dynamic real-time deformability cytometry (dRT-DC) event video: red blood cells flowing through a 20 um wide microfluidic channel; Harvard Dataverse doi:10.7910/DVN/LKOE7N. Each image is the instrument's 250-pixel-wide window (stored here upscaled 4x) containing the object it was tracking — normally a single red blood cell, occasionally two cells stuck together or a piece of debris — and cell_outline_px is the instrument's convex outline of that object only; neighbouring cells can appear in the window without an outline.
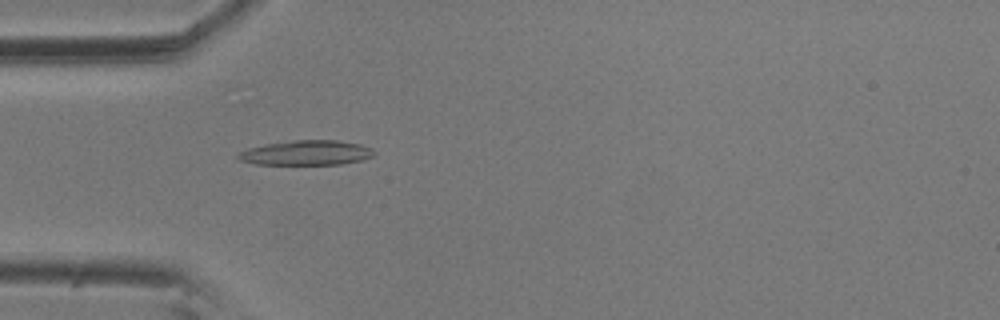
{"species": "common noctule bat (a hibernating species)", "species_latin": "Nyctalus noctula", "temperature_condition": "room temperature", "stored_images_in_passage": 36, "camera_frame_rate_fps": 3000, "um_per_image_px": 0.085, "animal": {"sex": "male", "body_mass_g": 20.5, "forearm_length_mm": 52.5}, "frame": {"image": 1, "passage_image": 5, "time_ms": 1.333, "image_size_px": [1000, 320], "cell_outline_px": [[376, 152], [372, 156], [360, 160], [340, 164], [256, 164], [240, 160], [236, 156], [240, 152], [248, 148], [268, 144], [296, 140], [336, 140], [360, 144], [372, 148]], "centroid_in_image_um": [26.06, 12.98], "position_along_channel_um": 58.9, "area_um2": 19.36}}
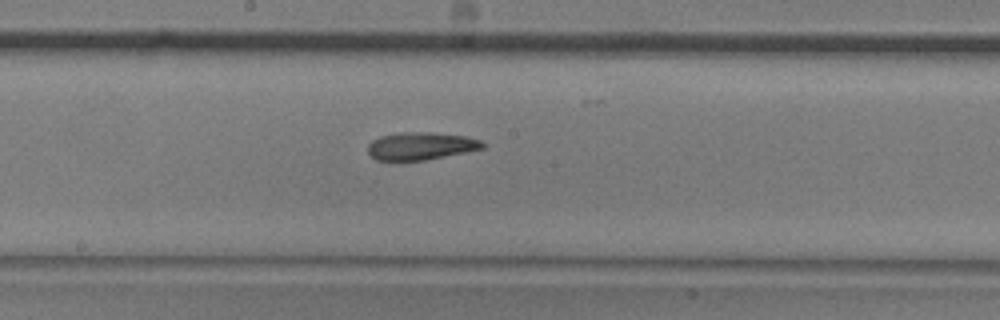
{"frame": {"image": 2, "passage_image": 18, "time_ms": 5.667, "image_size_px": [1000, 320], "cell_outline_px": [[484, 148], [424, 160], [376, 160], [368, 152], [368, 144], [372, 140], [380, 136], [400, 132], [432, 132], [464, 136], [480, 140], [484, 144]], "centroid_in_image_um": [35.73, 12.4], "position_along_channel_um": 212.5, "area_um2": 18.26}}
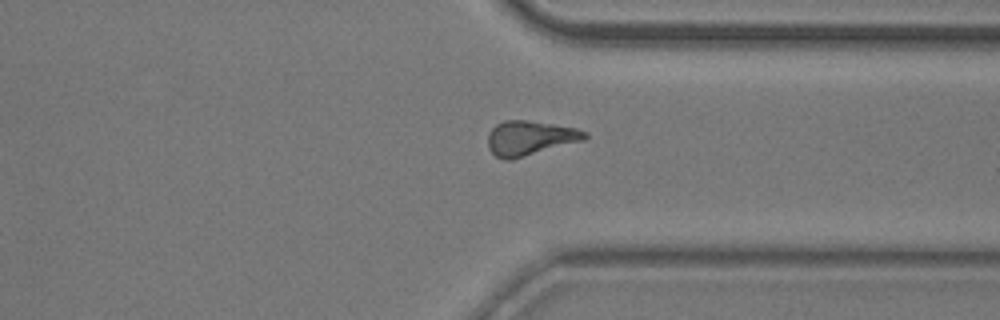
{"frame": {"image": 3, "passage_image": 31, "time_ms": 10.0, "image_size_px": [1000, 320], "cell_outline_px": [[588, 136], [584, 140], [512, 160], [504, 160], [496, 156], [488, 148], [488, 136], [492, 128], [496, 124], [504, 120], [524, 120], [552, 124], [576, 128], [588, 132]], "centroid_in_image_um": [45.04, 11.74], "position_along_channel_um": 366.4, "area_um2": 19.54}, "authors_computed_cell_mechanics": {"area_um2": 18.9584, "velocity_mm_per_s": 3.5716, "shape_relaxation_time_tau1_ms": 6.3105, "shape_relaxation_time_tau2_ms": 6.9382, "deformation_change_tau1": 0.162, "deformation_change_tau2": 0.1652}}